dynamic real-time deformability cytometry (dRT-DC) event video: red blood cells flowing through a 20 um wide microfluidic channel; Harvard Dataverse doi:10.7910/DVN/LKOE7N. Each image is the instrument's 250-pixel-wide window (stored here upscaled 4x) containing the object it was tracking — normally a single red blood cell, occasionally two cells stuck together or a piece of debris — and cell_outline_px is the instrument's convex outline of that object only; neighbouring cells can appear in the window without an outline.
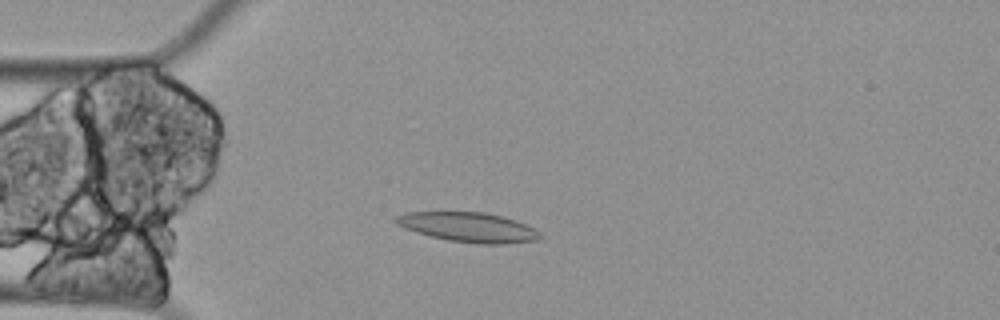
{"species": "Egyptian fruit bat (a non-hibernating species)", "species_latin": "Rousettus aegyptiacus", "temperature_condition": "cold", "stored_images_in_passage": 49, "camera_frame_rate_fps": 3000, "um_per_image_px": 0.085, "animal": {"sex": "female"}, "frame": {"image": 1, "passage_image": 9, "time_ms": 2.667, "image_size_px": [1000, 320], "cell_outline_px": [[540, 236], [536, 240], [504, 244], [480, 244], [448, 240], [416, 232], [404, 228], [396, 224], [396, 216], [408, 212], [484, 212], [500, 216], [524, 224], [540, 232]], "centroid_in_image_um": [39.78, 19.31], "position_along_channel_um": 45.2, "area_um2": 24.45}}
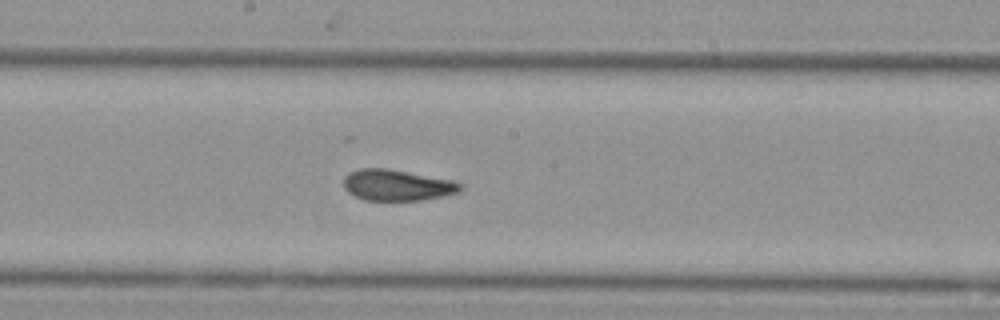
{"frame": {"image": 2, "passage_image": 25, "time_ms": 8.0, "image_size_px": [1000, 320], "cell_outline_px": [[460, 188], [456, 192], [440, 196], [420, 200], [364, 200], [348, 192], [344, 188], [344, 176], [348, 172], [360, 168], [388, 168], [456, 180], [460, 184]], "centroid_in_image_um": [33.7, 15.71], "position_along_channel_um": 214.5, "area_um2": 21.1}}
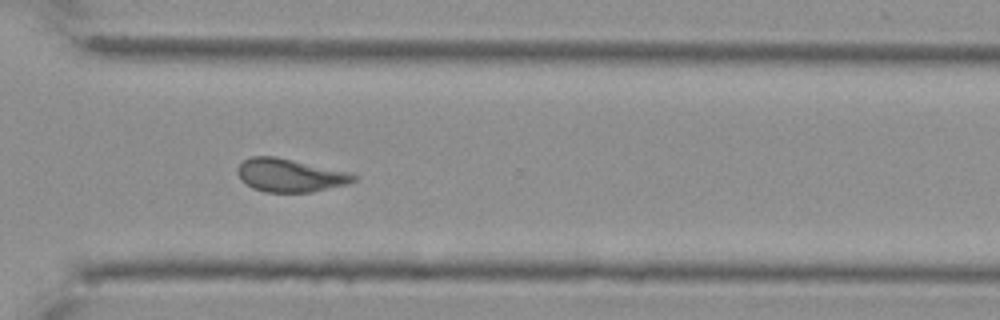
{"frame": {"image": 3, "passage_image": 37, "time_ms": 12.0, "image_size_px": [1000, 320], "cell_outline_px": [[356, 180], [348, 184], [312, 192], [264, 192], [252, 188], [240, 180], [236, 172], [236, 168], [244, 160], [252, 156], [276, 156], [348, 172], [356, 176]], "centroid_in_image_um": [24.6, 14.9], "position_along_channel_um": 346.0, "area_um2": 22.48}, "authors_computed_cell_mechanics": {"area_um2": 22.0218, "velocity_mm_per_s": 3.2847, "shape_relaxation_time_tau1_ms": null, "shape_relaxation_time_tau2_ms": 4.8682, "deformation_change_tau1": null, "deformation_change_tau2": 0.0458}}